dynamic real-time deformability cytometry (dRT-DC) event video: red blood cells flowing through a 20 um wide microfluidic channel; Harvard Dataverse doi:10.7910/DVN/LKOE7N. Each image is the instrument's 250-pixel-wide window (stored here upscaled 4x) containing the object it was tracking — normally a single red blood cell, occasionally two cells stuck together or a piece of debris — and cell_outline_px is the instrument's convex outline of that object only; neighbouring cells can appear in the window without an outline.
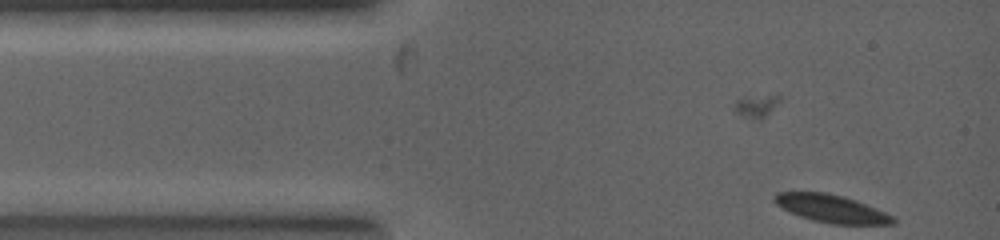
{"species": "common noctule bat (a hibernating species)", "species_latin": "Nyctalus noctula", "temperature_condition": "warm", "stored_images_in_passage": 5, "segment_of_instrument_passage": [1, 2], "camera_frame_rate_fps": 5000, "um_per_image_px": 0.085, "animal": {"sex": "female", "body_mass_g": 19.0, "forearm_length_mm": 53.3}, "frame": {"image": 1, "passage_image": 2, "time_ms": 0.8, "image_size_px": [1000, 240], "cell_outline_px": [[896, 224], [832, 224], [812, 220], [800, 216], [776, 204], [772, 200], [772, 196], [776, 192], [828, 192], [844, 196], [856, 200], [876, 208], [892, 216], [896, 220]], "centroid_in_image_um": [70.66, 17.72], "position_along_channel_um": 14.3, "area_um2": 19.19}}